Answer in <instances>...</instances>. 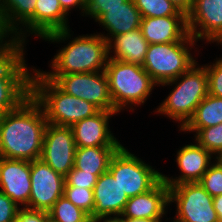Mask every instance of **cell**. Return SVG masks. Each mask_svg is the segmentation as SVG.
Wrapping results in <instances>:
<instances>
[{
  "mask_svg": "<svg viewBox=\"0 0 222 222\" xmlns=\"http://www.w3.org/2000/svg\"><path fill=\"white\" fill-rule=\"evenodd\" d=\"M42 107L30 95L0 117V157L34 161L41 157L47 125Z\"/></svg>",
  "mask_w": 222,
  "mask_h": 222,
  "instance_id": "cell-1",
  "label": "cell"
},
{
  "mask_svg": "<svg viewBox=\"0 0 222 222\" xmlns=\"http://www.w3.org/2000/svg\"><path fill=\"white\" fill-rule=\"evenodd\" d=\"M71 31V29L59 30L42 38L45 42L67 44L57 50L51 60L49 67L52 71L40 70V72L43 75H66L105 71L109 58L107 40L98 32L73 38Z\"/></svg>",
  "mask_w": 222,
  "mask_h": 222,
  "instance_id": "cell-2",
  "label": "cell"
},
{
  "mask_svg": "<svg viewBox=\"0 0 222 222\" xmlns=\"http://www.w3.org/2000/svg\"><path fill=\"white\" fill-rule=\"evenodd\" d=\"M31 95L42 107L48 124L70 127L100 110L79 97L62 91L34 67L31 75Z\"/></svg>",
  "mask_w": 222,
  "mask_h": 222,
  "instance_id": "cell-3",
  "label": "cell"
},
{
  "mask_svg": "<svg viewBox=\"0 0 222 222\" xmlns=\"http://www.w3.org/2000/svg\"><path fill=\"white\" fill-rule=\"evenodd\" d=\"M160 85H174V88L153 112L176 121L181 130L192 118L196 107L208 95L207 70L196 62L187 72Z\"/></svg>",
  "mask_w": 222,
  "mask_h": 222,
  "instance_id": "cell-4",
  "label": "cell"
},
{
  "mask_svg": "<svg viewBox=\"0 0 222 222\" xmlns=\"http://www.w3.org/2000/svg\"><path fill=\"white\" fill-rule=\"evenodd\" d=\"M105 72L109 80V92L114 111L118 114L124 109L133 112L135 107L146 104L145 101L152 94V90L158 87L144 68L138 64L108 58Z\"/></svg>",
  "mask_w": 222,
  "mask_h": 222,
  "instance_id": "cell-5",
  "label": "cell"
},
{
  "mask_svg": "<svg viewBox=\"0 0 222 222\" xmlns=\"http://www.w3.org/2000/svg\"><path fill=\"white\" fill-rule=\"evenodd\" d=\"M196 43L189 34L179 42L149 44L142 67L160 87V84L179 77L198 62L191 52Z\"/></svg>",
  "mask_w": 222,
  "mask_h": 222,
  "instance_id": "cell-6",
  "label": "cell"
},
{
  "mask_svg": "<svg viewBox=\"0 0 222 222\" xmlns=\"http://www.w3.org/2000/svg\"><path fill=\"white\" fill-rule=\"evenodd\" d=\"M108 171L118 181L128 198L149 191L162 179L161 172L146 164L124 146L112 157Z\"/></svg>",
  "mask_w": 222,
  "mask_h": 222,
  "instance_id": "cell-7",
  "label": "cell"
},
{
  "mask_svg": "<svg viewBox=\"0 0 222 222\" xmlns=\"http://www.w3.org/2000/svg\"><path fill=\"white\" fill-rule=\"evenodd\" d=\"M25 49L23 46L14 56L0 61V117L16 109L31 95L34 66L30 68L26 64Z\"/></svg>",
  "mask_w": 222,
  "mask_h": 222,
  "instance_id": "cell-8",
  "label": "cell"
},
{
  "mask_svg": "<svg viewBox=\"0 0 222 222\" xmlns=\"http://www.w3.org/2000/svg\"><path fill=\"white\" fill-rule=\"evenodd\" d=\"M176 205L170 222H219L213 197L199 182L169 186V205Z\"/></svg>",
  "mask_w": 222,
  "mask_h": 222,
  "instance_id": "cell-9",
  "label": "cell"
},
{
  "mask_svg": "<svg viewBox=\"0 0 222 222\" xmlns=\"http://www.w3.org/2000/svg\"><path fill=\"white\" fill-rule=\"evenodd\" d=\"M44 76L65 93L86 100L99 110L114 111L105 71Z\"/></svg>",
  "mask_w": 222,
  "mask_h": 222,
  "instance_id": "cell-10",
  "label": "cell"
},
{
  "mask_svg": "<svg viewBox=\"0 0 222 222\" xmlns=\"http://www.w3.org/2000/svg\"><path fill=\"white\" fill-rule=\"evenodd\" d=\"M30 209L48 212L64 195L65 177L55 172L41 158L30 161Z\"/></svg>",
  "mask_w": 222,
  "mask_h": 222,
  "instance_id": "cell-11",
  "label": "cell"
},
{
  "mask_svg": "<svg viewBox=\"0 0 222 222\" xmlns=\"http://www.w3.org/2000/svg\"><path fill=\"white\" fill-rule=\"evenodd\" d=\"M75 140L70 127L47 124L41 159L65 177L74 168Z\"/></svg>",
  "mask_w": 222,
  "mask_h": 222,
  "instance_id": "cell-12",
  "label": "cell"
},
{
  "mask_svg": "<svg viewBox=\"0 0 222 222\" xmlns=\"http://www.w3.org/2000/svg\"><path fill=\"white\" fill-rule=\"evenodd\" d=\"M189 34L198 42L222 46V0H193L187 15Z\"/></svg>",
  "mask_w": 222,
  "mask_h": 222,
  "instance_id": "cell-13",
  "label": "cell"
},
{
  "mask_svg": "<svg viewBox=\"0 0 222 222\" xmlns=\"http://www.w3.org/2000/svg\"><path fill=\"white\" fill-rule=\"evenodd\" d=\"M68 22V15L60 6L59 0H37L34 15L15 34L26 46L30 34L42 39L49 33L69 29Z\"/></svg>",
  "mask_w": 222,
  "mask_h": 222,
  "instance_id": "cell-14",
  "label": "cell"
},
{
  "mask_svg": "<svg viewBox=\"0 0 222 222\" xmlns=\"http://www.w3.org/2000/svg\"><path fill=\"white\" fill-rule=\"evenodd\" d=\"M116 111L100 110L70 126L76 147L123 146L113 135L109 120Z\"/></svg>",
  "mask_w": 222,
  "mask_h": 222,
  "instance_id": "cell-15",
  "label": "cell"
},
{
  "mask_svg": "<svg viewBox=\"0 0 222 222\" xmlns=\"http://www.w3.org/2000/svg\"><path fill=\"white\" fill-rule=\"evenodd\" d=\"M215 159L194 140L193 144H187L177 150L175 162L181 172L180 175L168 177L170 175L162 174V179L168 186L199 182Z\"/></svg>",
  "mask_w": 222,
  "mask_h": 222,
  "instance_id": "cell-16",
  "label": "cell"
},
{
  "mask_svg": "<svg viewBox=\"0 0 222 222\" xmlns=\"http://www.w3.org/2000/svg\"><path fill=\"white\" fill-rule=\"evenodd\" d=\"M0 190L19 207H26L31 193L30 161L0 157Z\"/></svg>",
  "mask_w": 222,
  "mask_h": 222,
  "instance_id": "cell-17",
  "label": "cell"
},
{
  "mask_svg": "<svg viewBox=\"0 0 222 222\" xmlns=\"http://www.w3.org/2000/svg\"><path fill=\"white\" fill-rule=\"evenodd\" d=\"M168 206L169 186L161 179L149 191L130 197L121 215L130 219H163Z\"/></svg>",
  "mask_w": 222,
  "mask_h": 222,
  "instance_id": "cell-18",
  "label": "cell"
},
{
  "mask_svg": "<svg viewBox=\"0 0 222 222\" xmlns=\"http://www.w3.org/2000/svg\"><path fill=\"white\" fill-rule=\"evenodd\" d=\"M93 192L94 210L90 215L91 220L101 216L121 215L129 199L109 171L98 177Z\"/></svg>",
  "mask_w": 222,
  "mask_h": 222,
  "instance_id": "cell-19",
  "label": "cell"
},
{
  "mask_svg": "<svg viewBox=\"0 0 222 222\" xmlns=\"http://www.w3.org/2000/svg\"><path fill=\"white\" fill-rule=\"evenodd\" d=\"M140 29L149 44L179 42L189 35L187 16L142 17Z\"/></svg>",
  "mask_w": 222,
  "mask_h": 222,
  "instance_id": "cell-20",
  "label": "cell"
},
{
  "mask_svg": "<svg viewBox=\"0 0 222 222\" xmlns=\"http://www.w3.org/2000/svg\"><path fill=\"white\" fill-rule=\"evenodd\" d=\"M141 19V13L135 6L133 0H127L121 4L120 7L108 8L107 11L94 22H98L99 26L101 25V27L107 31L106 35L105 32L98 34L108 42L118 34H124L140 28Z\"/></svg>",
  "mask_w": 222,
  "mask_h": 222,
  "instance_id": "cell-21",
  "label": "cell"
},
{
  "mask_svg": "<svg viewBox=\"0 0 222 222\" xmlns=\"http://www.w3.org/2000/svg\"><path fill=\"white\" fill-rule=\"evenodd\" d=\"M149 43L138 28L118 34L108 41V55L113 60L143 65Z\"/></svg>",
  "mask_w": 222,
  "mask_h": 222,
  "instance_id": "cell-22",
  "label": "cell"
},
{
  "mask_svg": "<svg viewBox=\"0 0 222 222\" xmlns=\"http://www.w3.org/2000/svg\"><path fill=\"white\" fill-rule=\"evenodd\" d=\"M121 147H76L74 167L91 174H103L108 171L112 157Z\"/></svg>",
  "mask_w": 222,
  "mask_h": 222,
  "instance_id": "cell-23",
  "label": "cell"
},
{
  "mask_svg": "<svg viewBox=\"0 0 222 222\" xmlns=\"http://www.w3.org/2000/svg\"><path fill=\"white\" fill-rule=\"evenodd\" d=\"M222 123V97L208 94L182 129H202Z\"/></svg>",
  "mask_w": 222,
  "mask_h": 222,
  "instance_id": "cell-24",
  "label": "cell"
},
{
  "mask_svg": "<svg viewBox=\"0 0 222 222\" xmlns=\"http://www.w3.org/2000/svg\"><path fill=\"white\" fill-rule=\"evenodd\" d=\"M37 0H3L1 11L16 33L35 13Z\"/></svg>",
  "mask_w": 222,
  "mask_h": 222,
  "instance_id": "cell-25",
  "label": "cell"
},
{
  "mask_svg": "<svg viewBox=\"0 0 222 222\" xmlns=\"http://www.w3.org/2000/svg\"><path fill=\"white\" fill-rule=\"evenodd\" d=\"M48 215L56 222H92L88 213L75 206L64 195L54 203Z\"/></svg>",
  "mask_w": 222,
  "mask_h": 222,
  "instance_id": "cell-26",
  "label": "cell"
},
{
  "mask_svg": "<svg viewBox=\"0 0 222 222\" xmlns=\"http://www.w3.org/2000/svg\"><path fill=\"white\" fill-rule=\"evenodd\" d=\"M181 132H194V140L215 158L222 155V123L202 129H181Z\"/></svg>",
  "mask_w": 222,
  "mask_h": 222,
  "instance_id": "cell-27",
  "label": "cell"
},
{
  "mask_svg": "<svg viewBox=\"0 0 222 222\" xmlns=\"http://www.w3.org/2000/svg\"><path fill=\"white\" fill-rule=\"evenodd\" d=\"M142 17L186 16L169 0H133Z\"/></svg>",
  "mask_w": 222,
  "mask_h": 222,
  "instance_id": "cell-28",
  "label": "cell"
},
{
  "mask_svg": "<svg viewBox=\"0 0 222 222\" xmlns=\"http://www.w3.org/2000/svg\"><path fill=\"white\" fill-rule=\"evenodd\" d=\"M23 46L0 9V61L14 56Z\"/></svg>",
  "mask_w": 222,
  "mask_h": 222,
  "instance_id": "cell-29",
  "label": "cell"
},
{
  "mask_svg": "<svg viewBox=\"0 0 222 222\" xmlns=\"http://www.w3.org/2000/svg\"><path fill=\"white\" fill-rule=\"evenodd\" d=\"M64 196L75 206L91 215L94 210L93 189L64 185Z\"/></svg>",
  "mask_w": 222,
  "mask_h": 222,
  "instance_id": "cell-30",
  "label": "cell"
},
{
  "mask_svg": "<svg viewBox=\"0 0 222 222\" xmlns=\"http://www.w3.org/2000/svg\"><path fill=\"white\" fill-rule=\"evenodd\" d=\"M199 183L212 197L222 194V163L218 158L209 166Z\"/></svg>",
  "mask_w": 222,
  "mask_h": 222,
  "instance_id": "cell-31",
  "label": "cell"
},
{
  "mask_svg": "<svg viewBox=\"0 0 222 222\" xmlns=\"http://www.w3.org/2000/svg\"><path fill=\"white\" fill-rule=\"evenodd\" d=\"M207 70L208 94L222 97V56L213 63L202 64Z\"/></svg>",
  "mask_w": 222,
  "mask_h": 222,
  "instance_id": "cell-32",
  "label": "cell"
},
{
  "mask_svg": "<svg viewBox=\"0 0 222 222\" xmlns=\"http://www.w3.org/2000/svg\"><path fill=\"white\" fill-rule=\"evenodd\" d=\"M101 174H91L75 167L65 176V185L94 189L97 179Z\"/></svg>",
  "mask_w": 222,
  "mask_h": 222,
  "instance_id": "cell-33",
  "label": "cell"
},
{
  "mask_svg": "<svg viewBox=\"0 0 222 222\" xmlns=\"http://www.w3.org/2000/svg\"><path fill=\"white\" fill-rule=\"evenodd\" d=\"M127 0H86L84 17L97 20L108 8L120 7Z\"/></svg>",
  "mask_w": 222,
  "mask_h": 222,
  "instance_id": "cell-34",
  "label": "cell"
},
{
  "mask_svg": "<svg viewBox=\"0 0 222 222\" xmlns=\"http://www.w3.org/2000/svg\"><path fill=\"white\" fill-rule=\"evenodd\" d=\"M19 206L0 190V222H16Z\"/></svg>",
  "mask_w": 222,
  "mask_h": 222,
  "instance_id": "cell-35",
  "label": "cell"
},
{
  "mask_svg": "<svg viewBox=\"0 0 222 222\" xmlns=\"http://www.w3.org/2000/svg\"><path fill=\"white\" fill-rule=\"evenodd\" d=\"M48 218V212L21 207L19 208L16 222H47Z\"/></svg>",
  "mask_w": 222,
  "mask_h": 222,
  "instance_id": "cell-36",
  "label": "cell"
},
{
  "mask_svg": "<svg viewBox=\"0 0 222 222\" xmlns=\"http://www.w3.org/2000/svg\"><path fill=\"white\" fill-rule=\"evenodd\" d=\"M60 6L62 7L63 11L69 16V13L71 14V10L73 8L76 10L79 9L81 13H83L81 16L84 17L85 8H86V0H59Z\"/></svg>",
  "mask_w": 222,
  "mask_h": 222,
  "instance_id": "cell-37",
  "label": "cell"
},
{
  "mask_svg": "<svg viewBox=\"0 0 222 222\" xmlns=\"http://www.w3.org/2000/svg\"><path fill=\"white\" fill-rule=\"evenodd\" d=\"M174 7L186 16L191 12L193 0H169Z\"/></svg>",
  "mask_w": 222,
  "mask_h": 222,
  "instance_id": "cell-38",
  "label": "cell"
},
{
  "mask_svg": "<svg viewBox=\"0 0 222 222\" xmlns=\"http://www.w3.org/2000/svg\"><path fill=\"white\" fill-rule=\"evenodd\" d=\"M92 222H126L122 215L101 216L92 220Z\"/></svg>",
  "mask_w": 222,
  "mask_h": 222,
  "instance_id": "cell-39",
  "label": "cell"
},
{
  "mask_svg": "<svg viewBox=\"0 0 222 222\" xmlns=\"http://www.w3.org/2000/svg\"><path fill=\"white\" fill-rule=\"evenodd\" d=\"M213 205L219 221H222V194L213 197Z\"/></svg>",
  "mask_w": 222,
  "mask_h": 222,
  "instance_id": "cell-40",
  "label": "cell"
},
{
  "mask_svg": "<svg viewBox=\"0 0 222 222\" xmlns=\"http://www.w3.org/2000/svg\"><path fill=\"white\" fill-rule=\"evenodd\" d=\"M126 222H162V219H130L125 218Z\"/></svg>",
  "mask_w": 222,
  "mask_h": 222,
  "instance_id": "cell-41",
  "label": "cell"
},
{
  "mask_svg": "<svg viewBox=\"0 0 222 222\" xmlns=\"http://www.w3.org/2000/svg\"><path fill=\"white\" fill-rule=\"evenodd\" d=\"M47 222H56V221H54L53 219H51V218H48V221Z\"/></svg>",
  "mask_w": 222,
  "mask_h": 222,
  "instance_id": "cell-42",
  "label": "cell"
},
{
  "mask_svg": "<svg viewBox=\"0 0 222 222\" xmlns=\"http://www.w3.org/2000/svg\"><path fill=\"white\" fill-rule=\"evenodd\" d=\"M220 161H221V163H222V155L218 158Z\"/></svg>",
  "mask_w": 222,
  "mask_h": 222,
  "instance_id": "cell-43",
  "label": "cell"
},
{
  "mask_svg": "<svg viewBox=\"0 0 222 222\" xmlns=\"http://www.w3.org/2000/svg\"><path fill=\"white\" fill-rule=\"evenodd\" d=\"M2 1H3V0H0V9H1V6H2Z\"/></svg>",
  "mask_w": 222,
  "mask_h": 222,
  "instance_id": "cell-44",
  "label": "cell"
}]
</instances>
